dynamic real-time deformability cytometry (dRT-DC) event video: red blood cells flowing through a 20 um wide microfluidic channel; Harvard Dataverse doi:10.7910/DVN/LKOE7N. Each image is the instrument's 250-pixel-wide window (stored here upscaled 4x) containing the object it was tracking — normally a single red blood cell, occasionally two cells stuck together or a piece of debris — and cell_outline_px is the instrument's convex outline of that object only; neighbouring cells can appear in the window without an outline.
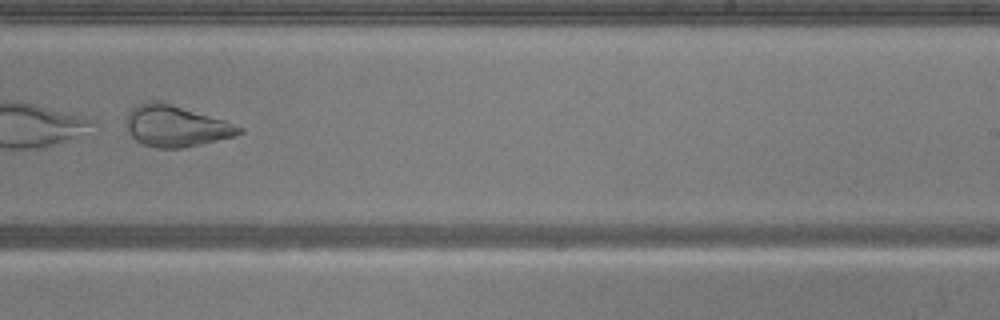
{"species": "common noctule bat (a hibernating species)", "species_latin": "Nyctalus noctula", "temperature_condition": "warm", "stored_images_in_passage": 39, "camera_frame_rate_fps": 3000, "um_per_image_px": 0.085, "animal": {"sex": "male", "body_mass_g": 20.5, "forearm_length_mm": 52.5}, "frame": {"image": 1, "passage_image": 23, "time_ms": 7.333, "image_size_px": [1000, 320], "cell_outline_px": [[244, 132], [236, 136], [200, 144], [180, 148], [156, 148], [144, 144], [136, 140], [128, 132], [124, 120], [128, 112], [136, 104], [152, 100], [168, 104], [224, 120], [244, 128]], "centroid_in_image_um": [14.92, 10.72], "position_along_channel_um": 274.1, "area_um2": 26.88}}